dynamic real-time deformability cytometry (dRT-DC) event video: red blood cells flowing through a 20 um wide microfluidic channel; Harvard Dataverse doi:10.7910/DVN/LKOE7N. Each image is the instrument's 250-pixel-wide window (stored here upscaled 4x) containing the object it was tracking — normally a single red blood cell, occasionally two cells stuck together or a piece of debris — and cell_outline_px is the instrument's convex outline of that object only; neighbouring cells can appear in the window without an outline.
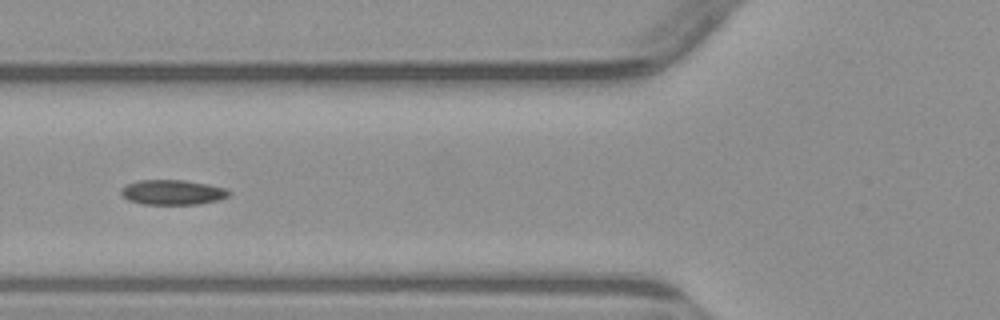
{"species": "common noctule bat (a hibernating species)", "species_latin": "Nyctalus noctula", "temperature_condition": "warm", "stored_images_in_passage": 5, "camera_frame_rate_fps": 3000, "um_per_image_px": 0.085, "animal": {"sex": "male", "body_mass_g": 23.1, "forearm_length_mm": 52.7}, "frame": {"image": 1, "passage_image": 5, "time_ms": 4.667, "image_size_px": [1000, 320], "cell_outline_px": [[232, 192], [228, 196], [220, 200], [196, 204], [144, 204], [128, 200], [120, 192], [120, 188], [124, 184], [136, 180], [184, 180], [208, 184], [228, 188]], "centroid_in_image_um": [14.67, 16.33], "position_along_channel_um": 111.1, "area_um2": 15.9}}